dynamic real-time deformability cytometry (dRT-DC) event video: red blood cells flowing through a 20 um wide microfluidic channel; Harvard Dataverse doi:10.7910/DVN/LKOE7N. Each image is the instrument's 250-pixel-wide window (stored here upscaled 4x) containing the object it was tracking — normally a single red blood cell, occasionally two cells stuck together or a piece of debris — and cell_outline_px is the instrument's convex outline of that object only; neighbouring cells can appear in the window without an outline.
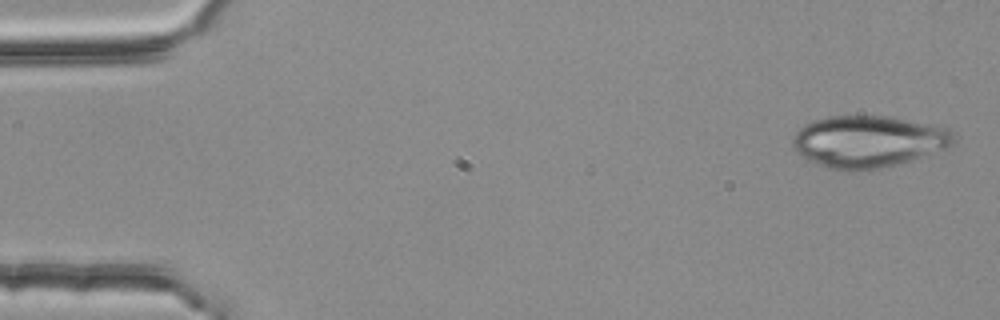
{"species": "common noctule bat (a hibernating species)", "species_latin": "Nyctalus noctula", "temperature_condition": "room temperature", "stored_images_in_passage": 4, "camera_frame_rate_fps": 3000, "um_per_image_px": 0.085, "animal": {"sex": "female", "body_mass_g": 25.1}, "frame": {"image": 1, "passage_image": 1, "time_ms": 0.0, "image_size_px": [1000, 320], "cell_outline_px": [[952, 144], [948, 148], [908, 160], [876, 168], [856, 172], [852, 172], [828, 168], [796, 152], [792, 148], [792, 140], [796, 132], [804, 124], [812, 120], [828, 116], [888, 116], [952, 128]], "centroid_in_image_um": [73.77, 12.01], "position_along_channel_um": 11.2, "area_um2": 48.26}}